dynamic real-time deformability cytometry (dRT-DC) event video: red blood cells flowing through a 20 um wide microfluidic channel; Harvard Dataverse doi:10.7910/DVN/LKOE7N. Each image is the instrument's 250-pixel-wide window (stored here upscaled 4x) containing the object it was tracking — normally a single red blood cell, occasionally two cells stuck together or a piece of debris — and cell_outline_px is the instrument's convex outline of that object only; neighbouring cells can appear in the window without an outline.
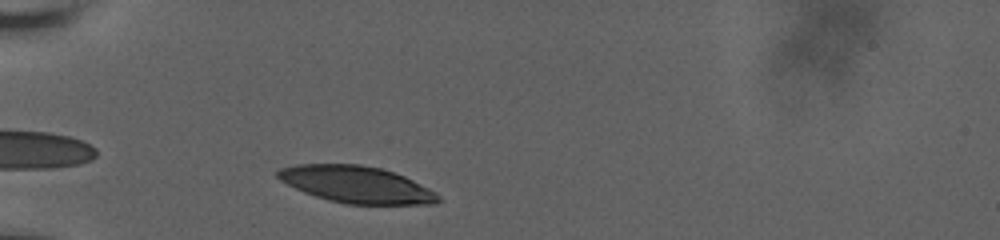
{"species": "human", "species_latin": "Homo sapiens", "temperature_condition": "room temperature", "stored_images_in_passage": 9, "camera_frame_rate_fps": 3000, "um_per_image_px": 0.085, "donor": {"sex": "male"}, "frame": {"image": 1, "passage_image": 2, "time_ms": 0.333, "image_size_px": [1000, 240], "cell_outline_px": [[440, 200], [436, 204], [348, 204], [328, 200], [304, 192], [280, 180], [276, 176], [276, 172], [280, 168], [296, 164], [360, 164], [380, 168], [404, 176], [436, 192], [440, 196]], "centroid_in_image_um": [30.29, 15.68], "position_along_channel_um": 54.7, "area_um2": 34.22}}
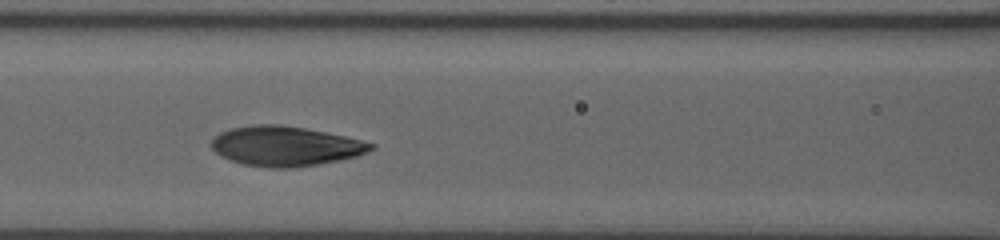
{"frame": {"image": 2, "passage_image": 7, "time_ms": 3.333, "image_size_px": [1000, 240], "cell_outline_px": [[376, 148], [368, 152], [356, 156], [340, 160], [292, 168], [268, 168], [244, 164], [220, 156], [212, 148], [212, 140], [220, 132], [232, 128], [252, 124], [280, 124], [304, 128], [344, 136], [376, 144]], "centroid_in_image_um": [24.27, 12.42], "position_along_channel_um": 142.3, "area_um2": 36.82}}
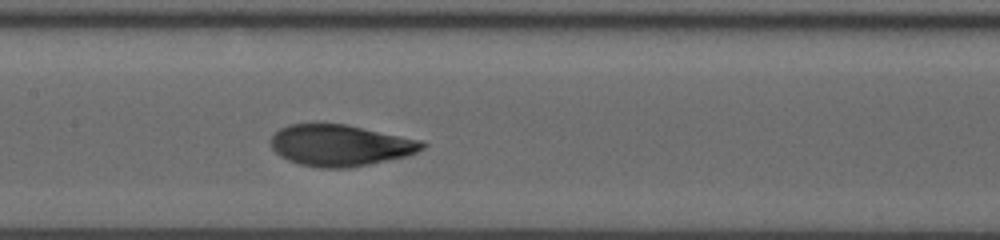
{"frame": {"image": 3, "passage_image": 9, "time_ms": 4.333, "image_size_px": [1000, 240], "cell_outline_px": [[428, 144], [424, 148], [408, 156], [348, 168], [320, 168], [300, 164], [288, 160], [280, 156], [272, 148], [272, 136], [280, 128], [288, 124], [344, 124], [424, 140]], "centroid_in_image_um": [28.96, 12.36], "position_along_channel_um": 178.4, "area_um2": 36.47}}